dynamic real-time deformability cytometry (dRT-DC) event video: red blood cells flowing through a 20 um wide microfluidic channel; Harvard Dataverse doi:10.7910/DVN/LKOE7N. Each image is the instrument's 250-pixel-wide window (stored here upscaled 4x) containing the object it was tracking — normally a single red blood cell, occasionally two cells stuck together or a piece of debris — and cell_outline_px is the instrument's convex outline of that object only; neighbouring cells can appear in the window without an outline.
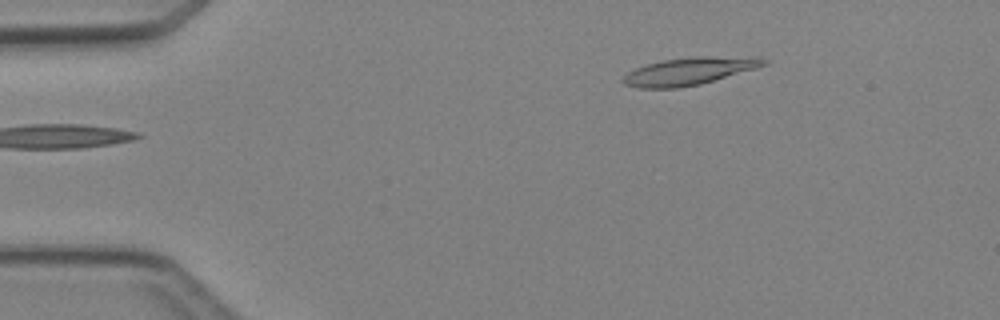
{"species": "Egyptian fruit bat (a non-hibernating species)", "species_latin": "Rousettus aegyptiacus", "temperature_condition": "cold", "stored_images_in_passage": 2, "camera_frame_rate_fps": 3000, "um_per_image_px": 0.085, "animal": {"sex": "female"}, "frame": {"image": 1, "passage_image": 2, "time_ms": 1.333, "image_size_px": [1000, 320], "cell_outline_px": [[772, 60], [768, 64], [756, 68], [700, 84], [676, 88], [640, 88], [624, 84], [620, 80], [628, 72], [644, 64], [664, 60], [696, 56], [756, 56]], "centroid_in_image_um": [58.64, 6.03], "position_along_channel_um": 26.4, "area_um2": 22.77}}